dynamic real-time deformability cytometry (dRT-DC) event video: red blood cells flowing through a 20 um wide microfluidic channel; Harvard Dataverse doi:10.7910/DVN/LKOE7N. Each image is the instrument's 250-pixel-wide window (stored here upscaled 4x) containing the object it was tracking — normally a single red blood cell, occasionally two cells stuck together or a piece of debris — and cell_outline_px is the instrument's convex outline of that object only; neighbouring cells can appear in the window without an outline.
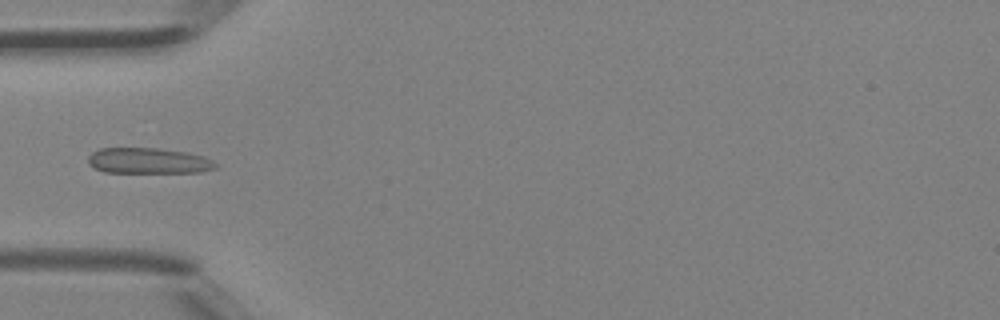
{"species": "Egyptian fruit bat (a non-hibernating species)", "species_latin": "Rousettus aegyptiacus", "temperature_condition": "room temperature", "stored_images_in_passage": 6, "camera_frame_rate_fps": 3000, "um_per_image_px": 0.085, "animal": {"sex": "female"}, "frame": {"image": 1, "passage_image": 5, "time_ms": 1.333, "image_size_px": [1000, 320], "cell_outline_px": [[220, 164], [216, 168], [200, 172], [104, 172], [88, 164], [88, 156], [92, 152], [100, 148], [156, 148], [188, 152], [204, 156]], "centroid_in_image_um": [12.65, 13.66], "position_along_channel_um": 72.4, "area_um2": 19.19}}
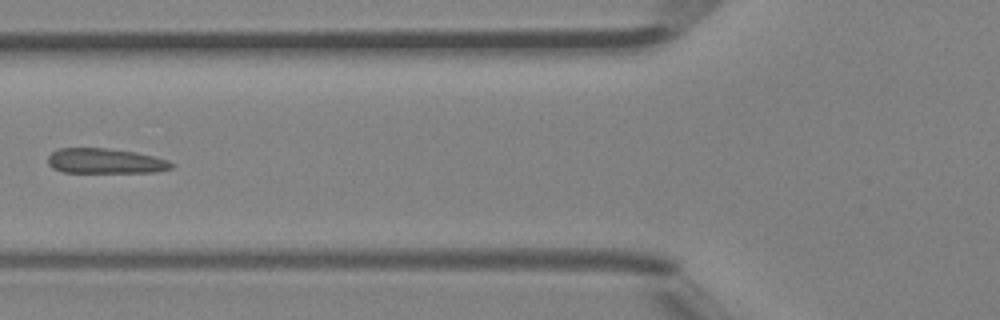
{"frame": {"image": 2, "passage_image": 6, "time_ms": 1.667, "image_size_px": [1000, 320], "cell_outline_px": [[176, 164], [172, 168], [152, 172], [64, 172], [52, 168], [48, 164], [48, 156], [52, 152], [60, 148], [108, 148], [132, 152], [152, 156], [168, 160]], "centroid_in_image_um": [8.93, 13.69], "position_along_channel_um": 116.9, "area_um2": 17.92}}